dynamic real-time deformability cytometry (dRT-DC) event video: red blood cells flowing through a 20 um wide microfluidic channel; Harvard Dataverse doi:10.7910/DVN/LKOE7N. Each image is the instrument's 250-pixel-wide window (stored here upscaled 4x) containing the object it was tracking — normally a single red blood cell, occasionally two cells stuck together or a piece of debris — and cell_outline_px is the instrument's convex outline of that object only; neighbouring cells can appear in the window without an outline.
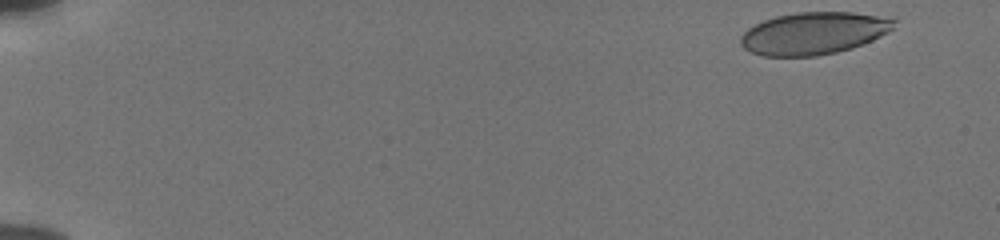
{"species": "human", "species_latin": "Homo sapiens", "temperature_condition": "cold", "stored_images_in_passage": 52, "camera_frame_rate_fps": 3000, "um_per_image_px": 0.085, "donor": {"sex": "male"}, "frame": {"image": 1, "passage_image": 1, "time_ms": 0.0, "image_size_px": [1000, 240], "cell_outline_px": [[896, 20], [892, 28], [888, 32], [872, 40], [852, 48], [836, 52], [816, 56], [764, 56], [752, 52], [744, 48], [740, 44], [740, 36], [748, 28], [764, 20], [776, 16], [796, 12], [852, 12], [876, 16]], "centroid_in_image_um": [69.12, 2.83], "position_along_channel_um": 15.9, "area_um2": 37.51}}
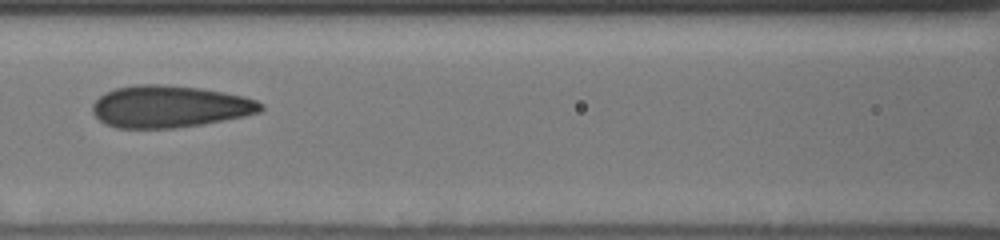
{"frame": {"image": 2, "passage_image": 24, "time_ms": 7.667, "image_size_px": [1000, 240], "cell_outline_px": [[264, 108], [260, 112], [244, 116], [200, 124], [176, 128], [116, 128], [104, 124], [92, 112], [92, 104], [104, 92], [116, 88], [136, 84], [160, 84], [200, 88], [224, 92], [244, 96], [256, 100], [264, 104]], "centroid_in_image_um": [14.4, 9.05], "position_along_channel_um": 152.2, "area_um2": 41.27}}
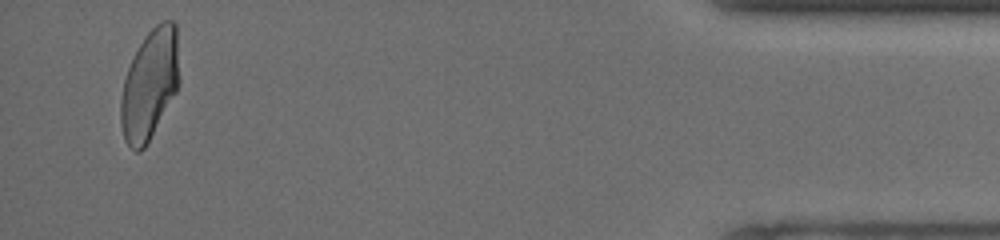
{"frame": {"image": 3, "passage_image": 50, "time_ms": 16.333, "image_size_px": [1000, 240], "cell_outline_px": [[180, 84], [176, 92], [144, 148], [140, 152], [136, 152], [124, 140], [120, 124], [120, 100], [124, 80], [128, 68], [140, 44], [148, 32], [156, 24], [164, 20], [172, 20], [176, 24], [180, 80]], "centroid_in_image_um": [12.73, 7.18], "position_along_channel_um": 422.5, "area_um2": 37.51}, "authors_computed_cell_mechanics": {"area_um2": 39.5063, "velocity_mm_per_s": 3.8459, "shape_relaxation_time_tau1_ms": 6.8678, "shape_relaxation_time_tau2_ms": 0.8884, "deformation_change_tau1": 0.2167, "deformation_change_tau2": 0.0728}}